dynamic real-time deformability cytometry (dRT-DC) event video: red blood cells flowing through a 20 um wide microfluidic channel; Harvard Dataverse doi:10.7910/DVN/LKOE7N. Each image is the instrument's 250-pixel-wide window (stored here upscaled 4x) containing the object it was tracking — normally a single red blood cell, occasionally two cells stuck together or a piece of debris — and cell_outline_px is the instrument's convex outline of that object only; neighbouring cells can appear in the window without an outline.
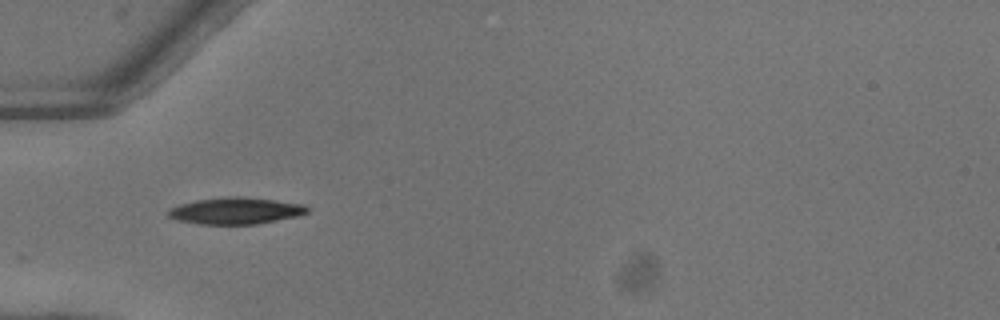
{"species": "common noctule bat (a hibernating species)", "species_latin": "Nyctalus noctula", "temperature_condition": "warm", "stored_images_in_passage": 4, "camera_frame_rate_fps": 3000, "um_per_image_px": 0.085, "animal": {"sex": "female"}, "frame": {"image": 1, "passage_image": 1, "time_ms": 0.0, "image_size_px": [1000, 320], "cell_outline_px": [[308, 212], [300, 216], [256, 224], [200, 224], [176, 220], [168, 216], [168, 208], [180, 204], [196, 200], [224, 196], [244, 196], [304, 204], [308, 208]], "centroid_in_image_um": [20.03, 17.91], "position_along_channel_um": 65.0, "area_um2": 21.79}}
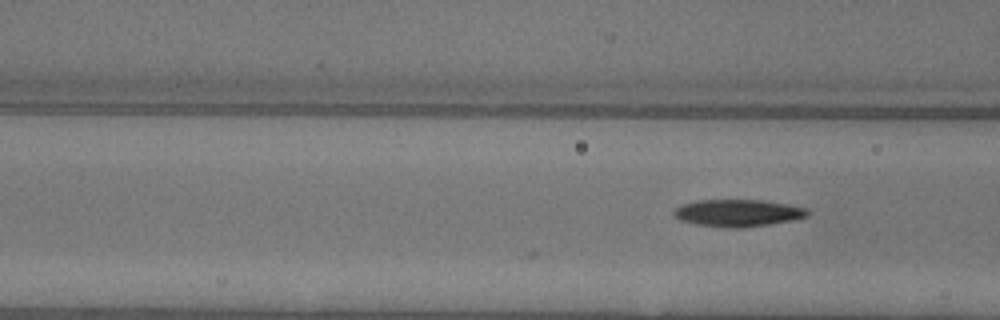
{"frame": {"image": 2, "passage_image": 4, "time_ms": 1.0, "image_size_px": [1000, 320], "cell_outline_px": [[808, 216], [792, 220], [744, 228], [732, 228], [696, 224], [680, 220], [672, 212], [676, 208], [684, 204], [700, 200], [760, 200], [788, 204], [808, 208]], "centroid_in_image_um": [62.75, 18.1], "position_along_channel_um": 103.9, "area_um2": 20.92}}